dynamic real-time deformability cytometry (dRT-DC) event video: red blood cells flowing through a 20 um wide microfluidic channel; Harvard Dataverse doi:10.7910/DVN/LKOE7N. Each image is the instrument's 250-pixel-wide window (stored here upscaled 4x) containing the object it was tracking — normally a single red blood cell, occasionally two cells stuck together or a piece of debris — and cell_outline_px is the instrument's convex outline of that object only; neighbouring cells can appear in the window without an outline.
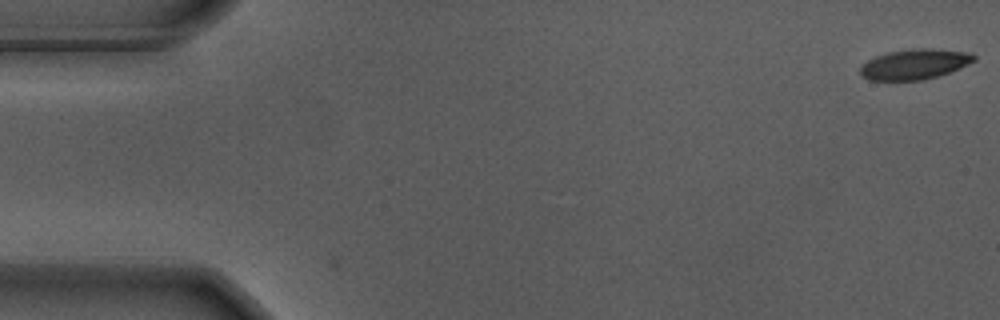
{"species": "Egyptian fruit bat (a non-hibernating species)", "species_latin": "Rousettus aegyptiacus", "temperature_condition": "warm", "stored_images_in_passage": 2, "camera_frame_rate_fps": 3000, "um_per_image_px": 0.085, "animal": {"sex": "male"}, "frame": {"image": 1, "passage_image": 2, "time_ms": 0.333, "image_size_px": [1000, 320], "cell_outline_px": [[976, 60], [960, 68], [936, 76], [920, 80], [868, 80], [860, 72], [860, 68], [868, 60], [876, 56], [888, 52], [912, 48], [928, 48], [964, 52], [976, 56]], "centroid_in_image_um": [77.73, 5.45], "position_along_channel_um": 7.3, "area_um2": 19.71}}